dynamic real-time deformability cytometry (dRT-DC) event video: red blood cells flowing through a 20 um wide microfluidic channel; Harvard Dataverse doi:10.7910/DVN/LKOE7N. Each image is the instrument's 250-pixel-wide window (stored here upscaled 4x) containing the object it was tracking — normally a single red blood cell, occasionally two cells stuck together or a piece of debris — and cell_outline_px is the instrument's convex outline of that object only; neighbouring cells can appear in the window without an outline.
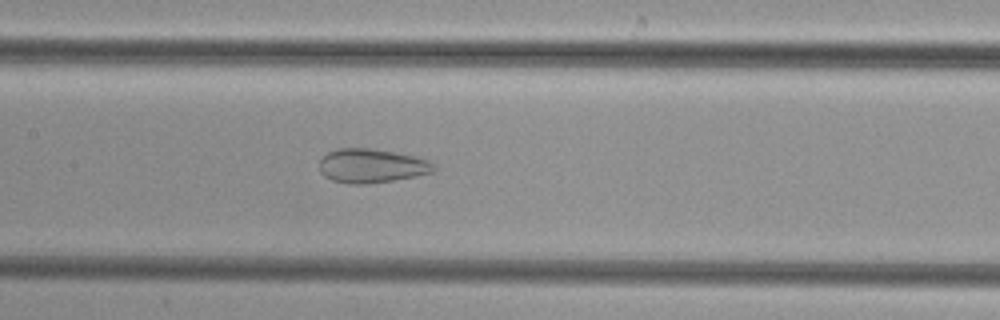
{"species": "common noctule bat (a hibernating species)", "species_latin": "Nyctalus noctula", "temperature_condition": "cold", "stored_images_in_passage": 38, "camera_frame_rate_fps": 3000, "um_per_image_px": 0.085, "animal": {"sex": "female", "body_mass_g": 29.2, "forearm_length_mm": 56.3}, "frame": {"image": 1, "passage_image": 17, "time_ms": 5.333, "image_size_px": [1000, 320], "cell_outline_px": [[436, 168], [432, 172], [416, 176], [392, 180], [364, 184], [348, 184], [332, 180], [324, 176], [320, 172], [320, 160], [328, 152], [336, 148], [372, 148], [416, 156], [428, 160]], "centroid_in_image_um": [31.56, 14.09], "position_along_channel_um": 175.8, "area_um2": 22.66}}
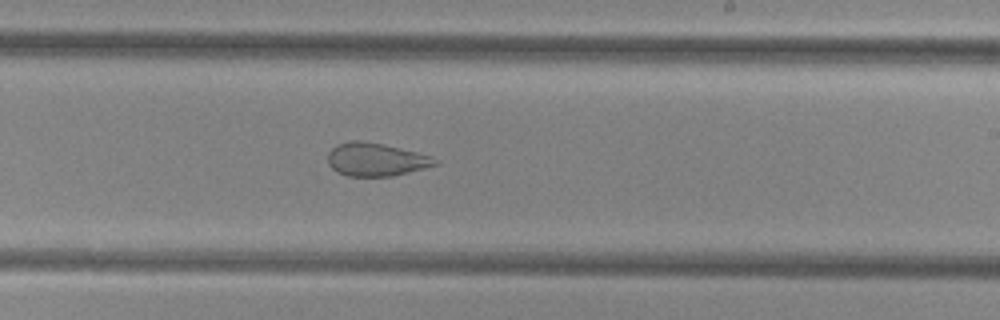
{"frame": {"image": 2, "passage_image": 23, "time_ms": 7.333, "image_size_px": [1000, 320], "cell_outline_px": [[440, 164], [392, 176], [348, 176], [336, 172], [328, 164], [328, 152], [336, 144], [352, 140], [360, 140], [384, 144], [432, 156]], "centroid_in_image_um": [31.92, 13.55], "position_along_channel_um": 257.1, "area_um2": 20.75}}
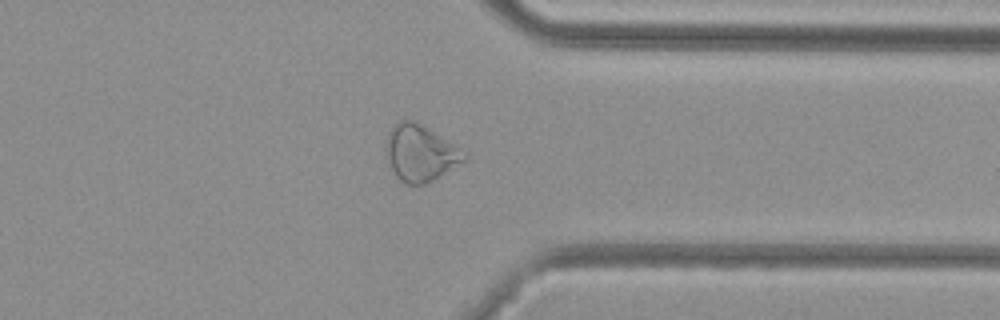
{"frame": {"image": 3, "passage_image": 32, "time_ms": 10.333, "image_size_px": [1000, 320], "cell_outline_px": [[468, 160], [432, 180], [424, 184], [408, 184], [400, 180], [396, 176], [384, 152], [384, 148], [388, 132], [400, 120], [412, 120], [468, 152]], "centroid_in_image_um": [35.74, 13.02], "position_along_channel_um": 375.7, "area_um2": 25.49}}